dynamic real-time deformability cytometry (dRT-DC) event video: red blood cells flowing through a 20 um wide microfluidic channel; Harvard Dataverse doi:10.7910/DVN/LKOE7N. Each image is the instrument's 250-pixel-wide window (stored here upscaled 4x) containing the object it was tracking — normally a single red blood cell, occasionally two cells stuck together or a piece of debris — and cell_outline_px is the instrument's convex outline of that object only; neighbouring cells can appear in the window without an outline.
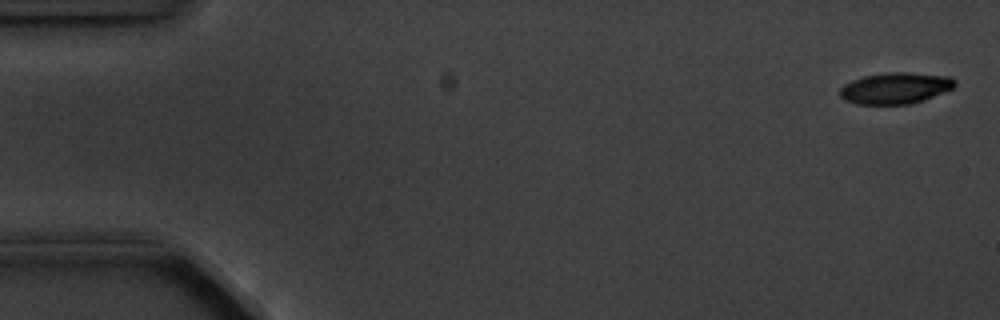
{"species": "common noctule bat (a hibernating species)", "species_latin": "Nyctalus noctula", "temperature_condition": "cold", "stored_images_in_passage": 4, "camera_frame_rate_fps": 3000, "um_per_image_px": 0.085, "animal": {"sex": "male", "body_mass_g": 20.1, "forearm_length_mm": 53.5}, "frame": {"image": 1, "passage_image": 1, "time_ms": 0.0, "image_size_px": [1000, 320], "cell_outline_px": [[956, 84], [952, 88], [932, 96], [908, 104], [856, 104], [844, 100], [840, 96], [840, 88], [844, 84], [852, 80], [864, 76], [888, 72], [908, 72], [948, 76], [956, 80]], "centroid_in_image_um": [76.06, 7.48], "position_along_channel_um": 8.9, "area_um2": 20.75}}